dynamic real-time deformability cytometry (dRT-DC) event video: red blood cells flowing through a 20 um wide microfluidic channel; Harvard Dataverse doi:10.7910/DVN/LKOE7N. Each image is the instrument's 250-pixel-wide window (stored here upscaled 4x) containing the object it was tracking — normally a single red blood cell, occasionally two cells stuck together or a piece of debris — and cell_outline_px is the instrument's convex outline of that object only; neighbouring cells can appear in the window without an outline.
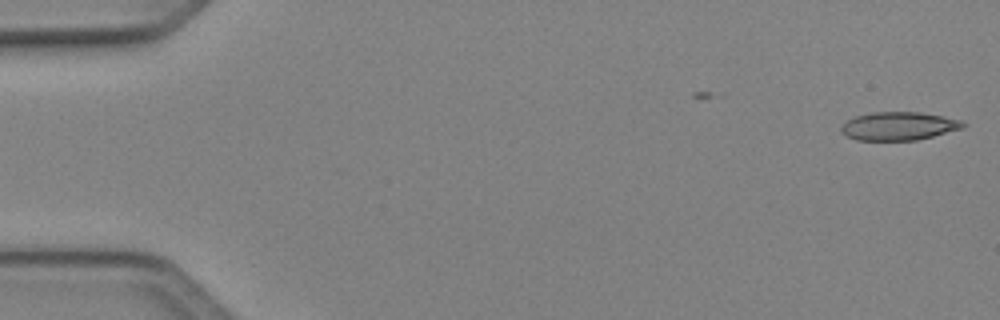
{"species": "Egyptian fruit bat (a non-hibernating species)", "species_latin": "Rousettus aegyptiacus", "temperature_condition": "cold", "stored_images_in_passage": 5, "camera_frame_rate_fps": 3000, "um_per_image_px": 0.085, "animal": {"sex": "female"}, "frame": {"image": 1, "passage_image": 5, "time_ms": 1.333, "image_size_px": [1000, 320], "cell_outline_px": [[968, 124], [964, 128], [916, 140], [856, 140], [840, 132], [840, 128], [848, 120], [856, 116], [872, 112], [920, 112], [944, 116], [960, 120]], "centroid_in_image_um": [76.42, 10.71], "position_along_channel_um": 8.6, "area_um2": 20.06}}